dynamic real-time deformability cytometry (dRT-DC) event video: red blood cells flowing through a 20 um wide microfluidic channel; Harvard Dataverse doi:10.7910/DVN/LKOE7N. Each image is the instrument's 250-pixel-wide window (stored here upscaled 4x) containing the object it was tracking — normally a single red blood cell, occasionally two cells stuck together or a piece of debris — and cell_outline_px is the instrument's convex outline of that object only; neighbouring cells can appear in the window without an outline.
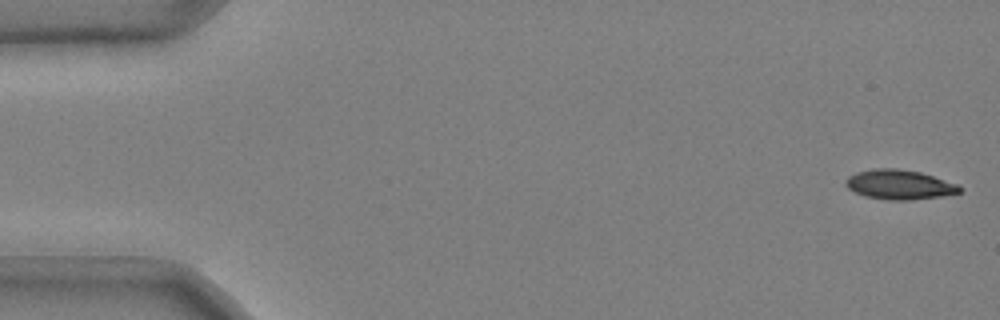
{"species": "common noctule bat (a hibernating species)", "species_latin": "Nyctalus noctula", "temperature_condition": "cold", "stored_images_in_passage": 10, "camera_frame_rate_fps": 3000, "um_per_image_px": 0.085, "animal": {"sex": "male", "body_mass_g": 20.4}, "frame": {"image": 1, "passage_image": 1, "time_ms": 0.0, "image_size_px": [1000, 320], "cell_outline_px": [[960, 192], [944, 196], [908, 200], [892, 200], [864, 196], [848, 188], [844, 184], [844, 180], [848, 176], [856, 172], [872, 168], [896, 168], [920, 172], [956, 184], [960, 188]], "centroid_in_image_um": [76.39, 15.68], "position_along_channel_um": 8.6, "area_um2": 19.54}}